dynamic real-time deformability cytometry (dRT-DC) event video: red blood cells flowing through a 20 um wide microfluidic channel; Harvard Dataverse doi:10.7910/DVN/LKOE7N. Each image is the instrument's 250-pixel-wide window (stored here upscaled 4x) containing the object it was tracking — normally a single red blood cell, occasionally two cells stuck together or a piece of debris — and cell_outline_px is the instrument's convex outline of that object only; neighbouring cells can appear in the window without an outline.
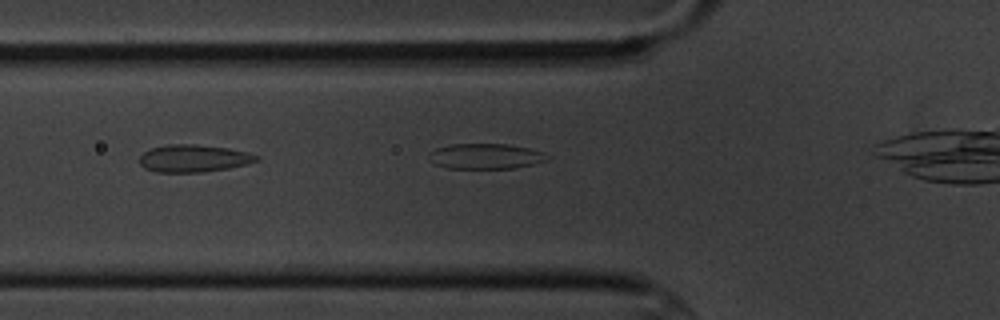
{"species": "common noctule bat (a hibernating species)", "species_latin": "Nyctalus noctula", "temperature_condition": "cold", "stored_images_in_passage": 2, "camera_frame_rate_fps": 3000, "um_per_image_px": 0.085, "animal": {"sex": "male", "body_mass_g": 20.1, "forearm_length_mm": 53.5}, "frame": {"image": 1, "passage_image": 2, "time_ms": 1.333, "image_size_px": [1000, 320], "cell_outline_px": [[548, 160], [516, 168], [448, 168], [436, 164], [432, 152], [436, 148], [448, 144], [508, 144], [528, 148], [544, 152], [548, 156]], "centroid_in_image_um": [41.36, 13.27], "position_along_channel_um": 84.4, "area_um2": 17.11}}